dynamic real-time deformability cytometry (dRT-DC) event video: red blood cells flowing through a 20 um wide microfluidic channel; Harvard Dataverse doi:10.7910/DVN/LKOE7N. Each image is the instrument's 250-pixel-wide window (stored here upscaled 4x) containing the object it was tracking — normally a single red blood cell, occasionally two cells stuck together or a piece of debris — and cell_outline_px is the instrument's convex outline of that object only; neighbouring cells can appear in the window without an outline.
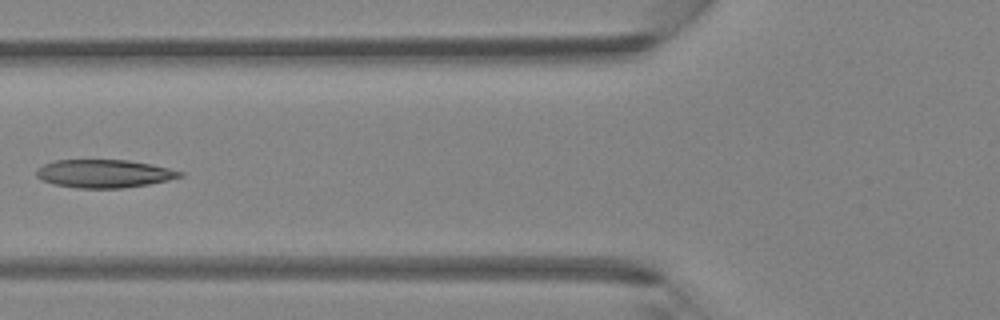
{"species": "Egyptian fruit bat (a non-hibernating species)", "species_latin": "Rousettus aegyptiacus", "temperature_condition": "room temperature", "stored_images_in_passage": 5, "camera_frame_rate_fps": 3000, "um_per_image_px": 0.085, "animal": {"sex": "female"}, "frame": {"image": 1, "passage_image": 5, "time_ms": 1.333, "image_size_px": [1000, 320], "cell_outline_px": [[184, 176], [168, 180], [148, 184], [120, 188], [80, 188], [52, 184], [40, 180], [36, 176], [36, 172], [44, 164], [56, 160], [128, 160], [152, 164], [184, 172]], "centroid_in_image_um": [8.85, 14.76], "position_along_channel_um": 116.9, "area_um2": 23.47}}